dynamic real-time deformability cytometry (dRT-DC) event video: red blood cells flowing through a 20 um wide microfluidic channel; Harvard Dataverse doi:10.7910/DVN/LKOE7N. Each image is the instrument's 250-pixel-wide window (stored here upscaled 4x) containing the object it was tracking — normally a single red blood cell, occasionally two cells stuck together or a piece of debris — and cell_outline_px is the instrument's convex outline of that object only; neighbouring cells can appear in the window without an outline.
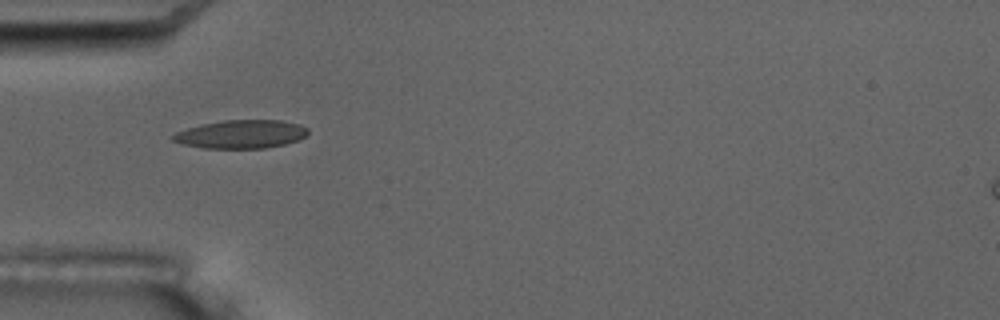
{"species": "common noctule bat (a hibernating species)", "species_latin": "Nyctalus noctula", "temperature_condition": "room temperature", "stored_images_in_passage": 6, "camera_frame_rate_fps": 3000, "um_per_image_px": 0.085, "animal": {"sex": "male", "body_mass_g": 17.5, "forearm_length_mm": 52.3}, "frame": {"image": 1, "passage_image": 5, "time_ms": 5.667, "image_size_px": [1000, 320], "cell_outline_px": [[308, 132], [300, 140], [284, 144], [264, 148], [204, 148], [184, 144], [172, 140], [172, 136], [176, 132], [200, 124], [224, 120], [280, 120], [300, 124], [308, 128]], "centroid_in_image_um": [20.51, 11.4], "position_along_channel_um": 64.5, "area_um2": 22.25}}